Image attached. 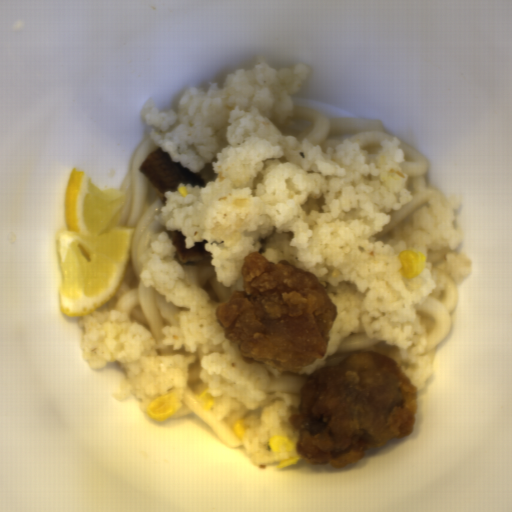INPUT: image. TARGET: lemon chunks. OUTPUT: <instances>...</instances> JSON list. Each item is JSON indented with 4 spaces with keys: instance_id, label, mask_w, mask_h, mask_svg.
I'll list each match as a JSON object with an SVG mask.
<instances>
[{
    "instance_id": "lemon-chunks-1",
    "label": "lemon chunks",
    "mask_w": 512,
    "mask_h": 512,
    "mask_svg": "<svg viewBox=\"0 0 512 512\" xmlns=\"http://www.w3.org/2000/svg\"><path fill=\"white\" fill-rule=\"evenodd\" d=\"M126 192L99 190L83 170L72 168L64 195L67 231H58L60 312L89 315L120 288L131 260L136 227L120 225Z\"/></svg>"
}]
</instances>
